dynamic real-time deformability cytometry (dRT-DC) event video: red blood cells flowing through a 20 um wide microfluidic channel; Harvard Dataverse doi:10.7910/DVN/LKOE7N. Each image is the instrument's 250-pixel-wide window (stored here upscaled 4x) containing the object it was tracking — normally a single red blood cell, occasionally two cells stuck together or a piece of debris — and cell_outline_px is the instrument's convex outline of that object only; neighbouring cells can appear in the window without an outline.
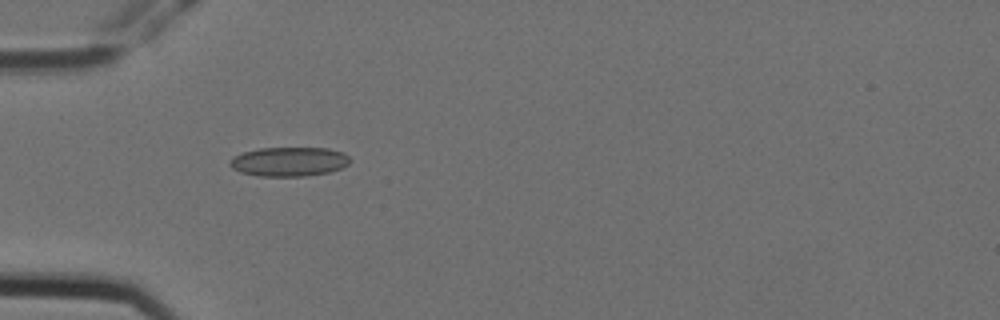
{"species": "Egyptian fruit bat (a non-hibernating species)", "species_latin": "Rousettus aegyptiacus", "temperature_condition": "cold", "stored_images_in_passage": 6, "camera_frame_rate_fps": 3000, "um_per_image_px": 0.085, "animal": {"sex": "female"}, "frame": {"image": 1, "passage_image": 4, "time_ms": 1.0, "image_size_px": [1000, 320], "cell_outline_px": [[352, 160], [348, 164], [340, 168], [328, 172], [304, 176], [260, 176], [240, 172], [232, 168], [228, 164], [228, 160], [232, 156], [244, 152], [260, 148], [328, 148], [344, 152]], "centroid_in_image_um": [24.55, 13.73], "position_along_channel_um": 60.5, "area_um2": 20.58}}
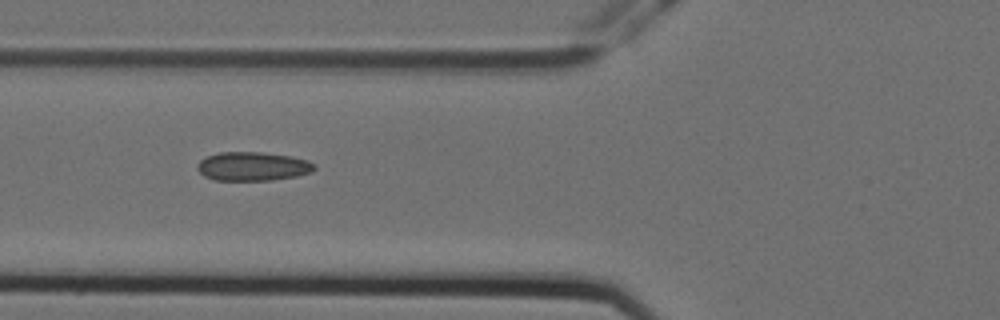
{"frame": {"image": 2, "passage_image": 5, "time_ms": 1.333, "image_size_px": [1000, 320], "cell_outline_px": [[316, 168], [312, 172], [296, 176], [272, 180], [216, 180], [204, 176], [196, 168], [196, 164], [200, 160], [208, 156], [220, 152], [260, 152], [292, 156], [308, 160], [316, 164]], "centroid_in_image_um": [21.5, 14.14], "position_along_channel_um": 104.3, "area_um2": 19.77}}
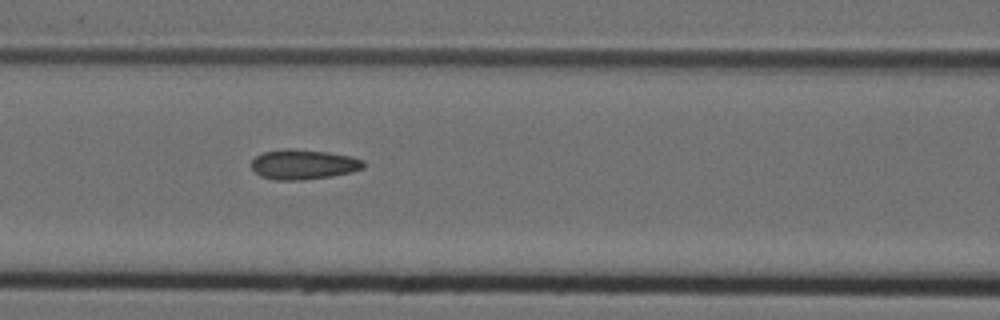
{"frame": {"image": 3, "passage_image": 6, "time_ms": 1.667, "image_size_px": [1000, 320], "cell_outline_px": [[364, 168], [352, 172], [332, 176], [300, 180], [276, 180], [260, 176], [252, 168], [252, 160], [256, 156], [264, 152], [284, 148], [292, 148], [328, 152], [352, 156], [364, 160]], "centroid_in_image_um": [25.81, 13.97], "position_along_channel_um": 140.8, "area_um2": 19.65}}